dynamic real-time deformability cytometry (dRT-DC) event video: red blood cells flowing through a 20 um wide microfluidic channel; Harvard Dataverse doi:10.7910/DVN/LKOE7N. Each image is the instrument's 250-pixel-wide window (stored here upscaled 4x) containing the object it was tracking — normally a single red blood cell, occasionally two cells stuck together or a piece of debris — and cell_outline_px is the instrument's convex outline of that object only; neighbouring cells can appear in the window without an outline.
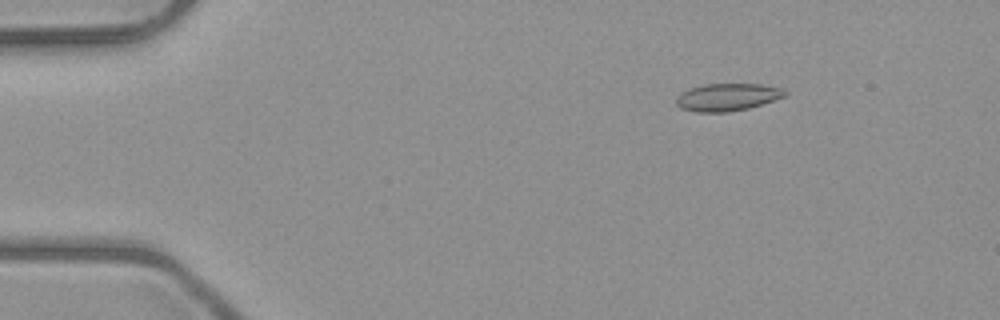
{"species": "common noctule bat (a hibernating species)", "species_latin": "Nyctalus noctula", "temperature_condition": "room temperature", "stored_images_in_passage": 4, "camera_frame_rate_fps": 3000, "um_per_image_px": 0.085, "animal": {"sex": "male", "body_mass_g": 23.1, "forearm_length_mm": 52.7}, "frame": {"image": 1, "passage_image": 1, "time_ms": 0.0, "image_size_px": [1000, 320], "cell_outline_px": [[788, 92], [784, 96], [748, 108], [728, 112], [696, 112], [680, 108], [676, 104], [676, 96], [680, 92], [688, 88], [704, 84], [760, 84], [780, 88]], "centroid_in_image_um": [61.74, 8.25], "position_along_channel_um": 23.3, "area_um2": 17.34}}